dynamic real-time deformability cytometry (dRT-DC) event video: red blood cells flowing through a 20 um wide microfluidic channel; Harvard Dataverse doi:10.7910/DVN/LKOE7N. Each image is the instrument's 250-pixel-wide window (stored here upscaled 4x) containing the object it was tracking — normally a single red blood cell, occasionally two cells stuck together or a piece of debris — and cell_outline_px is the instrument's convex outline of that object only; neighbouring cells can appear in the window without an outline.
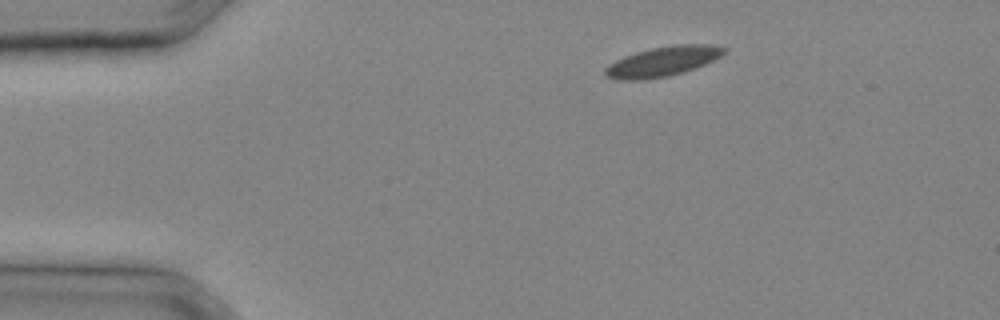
{"species": "common noctule bat (a hibernating species)", "species_latin": "Nyctalus noctula", "temperature_condition": "cold", "stored_images_in_passage": 24, "camera_frame_rate_fps": 3000, "um_per_image_px": 0.085, "animal": {"sex": "male", "body_mass_g": 20.4}, "frame": {"image": 1, "passage_image": 1, "time_ms": 0.0, "image_size_px": [1000, 320], "cell_outline_px": [[728, 48], [720, 56], [704, 64], [684, 72], [668, 76], [640, 80], [616, 80], [604, 76], [604, 68], [616, 60], [624, 56], [636, 52], [652, 48], [672, 44], [716, 44]], "centroid_in_image_um": [56.31, 5.22], "position_along_channel_um": 28.7, "area_um2": 20.75}}
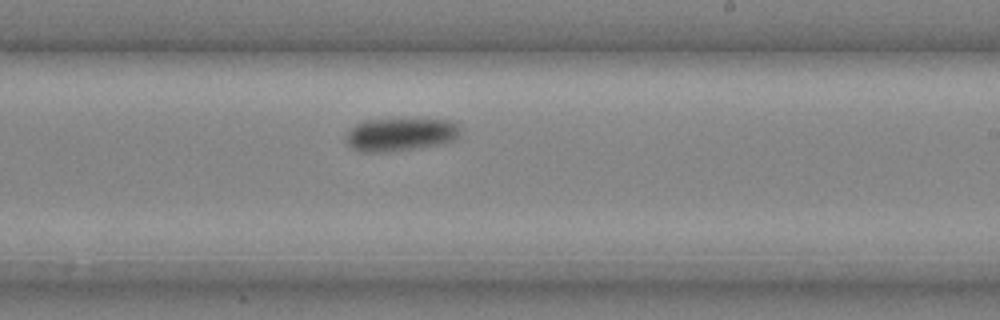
{"frame": {"image": 2, "passage_image": 15, "time_ms": 4.667, "image_size_px": [1000, 320], "cell_outline_px": [[460, 136], [456, 140], [444, 144], [416, 148], [384, 152], [360, 152], [352, 148], [348, 144], [344, 132], [356, 124], [364, 120], [452, 120], [460, 124]], "centroid_in_image_um": [34.06, 11.44], "position_along_channel_um": 254.9, "area_um2": 22.25}}
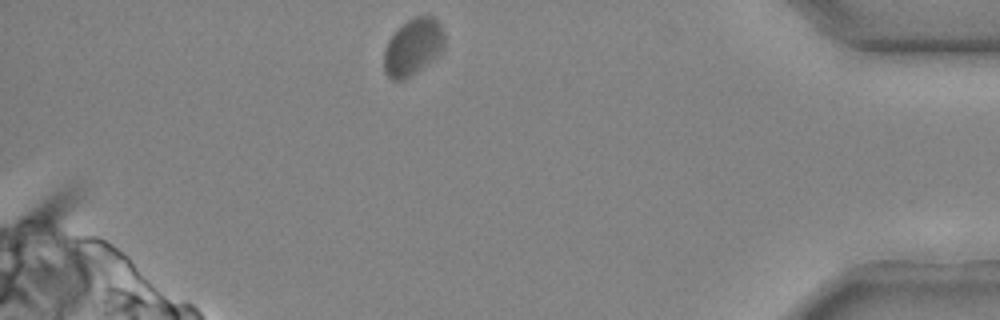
{"frame": {"image": 3, "passage_image": 24, "time_ms": 7.667, "image_size_px": [1000, 320], "cell_outline_px": [[444, 48], [436, 56], [416, 72], [404, 80], [392, 80], [384, 72], [384, 48], [388, 40], [408, 20], [416, 16], [436, 16], [440, 24], [444, 36]], "centroid_in_image_um": [35.1, 3.99], "position_along_channel_um": 400.1, "area_um2": 19.77}}